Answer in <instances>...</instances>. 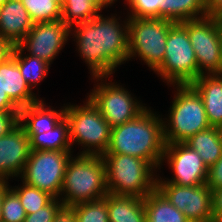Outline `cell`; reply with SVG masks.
I'll list each match as a JSON object with an SVG mask.
<instances>
[{
    "mask_svg": "<svg viewBox=\"0 0 222 222\" xmlns=\"http://www.w3.org/2000/svg\"><path fill=\"white\" fill-rule=\"evenodd\" d=\"M219 30H220V38L222 44V16L219 17Z\"/></svg>",
    "mask_w": 222,
    "mask_h": 222,
    "instance_id": "obj_42",
    "label": "cell"
},
{
    "mask_svg": "<svg viewBox=\"0 0 222 222\" xmlns=\"http://www.w3.org/2000/svg\"><path fill=\"white\" fill-rule=\"evenodd\" d=\"M146 108L133 120L112 127L105 154H124L148 161L155 169L165 149L163 119Z\"/></svg>",
    "mask_w": 222,
    "mask_h": 222,
    "instance_id": "obj_2",
    "label": "cell"
},
{
    "mask_svg": "<svg viewBox=\"0 0 222 222\" xmlns=\"http://www.w3.org/2000/svg\"><path fill=\"white\" fill-rule=\"evenodd\" d=\"M128 18H159V0H130Z\"/></svg>",
    "mask_w": 222,
    "mask_h": 222,
    "instance_id": "obj_31",
    "label": "cell"
},
{
    "mask_svg": "<svg viewBox=\"0 0 222 222\" xmlns=\"http://www.w3.org/2000/svg\"><path fill=\"white\" fill-rule=\"evenodd\" d=\"M103 78L109 77L94 76L93 79H97V82L101 80V83L93 88L87 98L98 108L111 127L133 120L147 108L133 98L124 86H119L117 82L112 83V80L106 83V80L105 82L102 80Z\"/></svg>",
    "mask_w": 222,
    "mask_h": 222,
    "instance_id": "obj_11",
    "label": "cell"
},
{
    "mask_svg": "<svg viewBox=\"0 0 222 222\" xmlns=\"http://www.w3.org/2000/svg\"><path fill=\"white\" fill-rule=\"evenodd\" d=\"M206 184L212 191L222 188V156L208 169V179Z\"/></svg>",
    "mask_w": 222,
    "mask_h": 222,
    "instance_id": "obj_34",
    "label": "cell"
},
{
    "mask_svg": "<svg viewBox=\"0 0 222 222\" xmlns=\"http://www.w3.org/2000/svg\"><path fill=\"white\" fill-rule=\"evenodd\" d=\"M0 111L20 112V108L9 98L7 93L3 91L1 82H0Z\"/></svg>",
    "mask_w": 222,
    "mask_h": 222,
    "instance_id": "obj_37",
    "label": "cell"
},
{
    "mask_svg": "<svg viewBox=\"0 0 222 222\" xmlns=\"http://www.w3.org/2000/svg\"><path fill=\"white\" fill-rule=\"evenodd\" d=\"M9 0H0V6L4 5Z\"/></svg>",
    "mask_w": 222,
    "mask_h": 222,
    "instance_id": "obj_43",
    "label": "cell"
},
{
    "mask_svg": "<svg viewBox=\"0 0 222 222\" xmlns=\"http://www.w3.org/2000/svg\"><path fill=\"white\" fill-rule=\"evenodd\" d=\"M22 184L20 187H11V189L18 195L26 215L37 212L54 199L53 196L45 191L27 185L24 182Z\"/></svg>",
    "mask_w": 222,
    "mask_h": 222,
    "instance_id": "obj_28",
    "label": "cell"
},
{
    "mask_svg": "<svg viewBox=\"0 0 222 222\" xmlns=\"http://www.w3.org/2000/svg\"><path fill=\"white\" fill-rule=\"evenodd\" d=\"M221 138H222V125L219 127Z\"/></svg>",
    "mask_w": 222,
    "mask_h": 222,
    "instance_id": "obj_45",
    "label": "cell"
},
{
    "mask_svg": "<svg viewBox=\"0 0 222 222\" xmlns=\"http://www.w3.org/2000/svg\"><path fill=\"white\" fill-rule=\"evenodd\" d=\"M174 24L163 18H129L128 59L137 55L155 71L164 60L168 32Z\"/></svg>",
    "mask_w": 222,
    "mask_h": 222,
    "instance_id": "obj_7",
    "label": "cell"
},
{
    "mask_svg": "<svg viewBox=\"0 0 222 222\" xmlns=\"http://www.w3.org/2000/svg\"><path fill=\"white\" fill-rule=\"evenodd\" d=\"M97 4L101 7V8H105L107 6H110L111 4H114V2L116 0H96ZM126 1V0H125Z\"/></svg>",
    "mask_w": 222,
    "mask_h": 222,
    "instance_id": "obj_41",
    "label": "cell"
},
{
    "mask_svg": "<svg viewBox=\"0 0 222 222\" xmlns=\"http://www.w3.org/2000/svg\"><path fill=\"white\" fill-rule=\"evenodd\" d=\"M102 158L109 193L144 198L156 188L155 168L148 161L124 154H104Z\"/></svg>",
    "mask_w": 222,
    "mask_h": 222,
    "instance_id": "obj_4",
    "label": "cell"
},
{
    "mask_svg": "<svg viewBox=\"0 0 222 222\" xmlns=\"http://www.w3.org/2000/svg\"><path fill=\"white\" fill-rule=\"evenodd\" d=\"M102 8L96 0H65L61 6V20L69 27L92 20Z\"/></svg>",
    "mask_w": 222,
    "mask_h": 222,
    "instance_id": "obj_25",
    "label": "cell"
},
{
    "mask_svg": "<svg viewBox=\"0 0 222 222\" xmlns=\"http://www.w3.org/2000/svg\"><path fill=\"white\" fill-rule=\"evenodd\" d=\"M29 142L30 150L71 151L68 121L64 118L52 130L34 134Z\"/></svg>",
    "mask_w": 222,
    "mask_h": 222,
    "instance_id": "obj_24",
    "label": "cell"
},
{
    "mask_svg": "<svg viewBox=\"0 0 222 222\" xmlns=\"http://www.w3.org/2000/svg\"><path fill=\"white\" fill-rule=\"evenodd\" d=\"M176 88L169 118L163 121L165 143L185 142L210 127L199 93L191 85H177Z\"/></svg>",
    "mask_w": 222,
    "mask_h": 222,
    "instance_id": "obj_5",
    "label": "cell"
},
{
    "mask_svg": "<svg viewBox=\"0 0 222 222\" xmlns=\"http://www.w3.org/2000/svg\"><path fill=\"white\" fill-rule=\"evenodd\" d=\"M213 222H222V188L212 191Z\"/></svg>",
    "mask_w": 222,
    "mask_h": 222,
    "instance_id": "obj_35",
    "label": "cell"
},
{
    "mask_svg": "<svg viewBox=\"0 0 222 222\" xmlns=\"http://www.w3.org/2000/svg\"><path fill=\"white\" fill-rule=\"evenodd\" d=\"M207 16H222V0H206Z\"/></svg>",
    "mask_w": 222,
    "mask_h": 222,
    "instance_id": "obj_39",
    "label": "cell"
},
{
    "mask_svg": "<svg viewBox=\"0 0 222 222\" xmlns=\"http://www.w3.org/2000/svg\"><path fill=\"white\" fill-rule=\"evenodd\" d=\"M0 82L3 91L19 107H26L39 101L35 93L27 84L15 61V47L12 56L0 63Z\"/></svg>",
    "mask_w": 222,
    "mask_h": 222,
    "instance_id": "obj_18",
    "label": "cell"
},
{
    "mask_svg": "<svg viewBox=\"0 0 222 222\" xmlns=\"http://www.w3.org/2000/svg\"><path fill=\"white\" fill-rule=\"evenodd\" d=\"M8 183L9 182L7 180H0V222H2V219H1L2 201H3L6 191L10 188Z\"/></svg>",
    "mask_w": 222,
    "mask_h": 222,
    "instance_id": "obj_40",
    "label": "cell"
},
{
    "mask_svg": "<svg viewBox=\"0 0 222 222\" xmlns=\"http://www.w3.org/2000/svg\"><path fill=\"white\" fill-rule=\"evenodd\" d=\"M21 0H9L0 6V35L17 46L33 27Z\"/></svg>",
    "mask_w": 222,
    "mask_h": 222,
    "instance_id": "obj_17",
    "label": "cell"
},
{
    "mask_svg": "<svg viewBox=\"0 0 222 222\" xmlns=\"http://www.w3.org/2000/svg\"><path fill=\"white\" fill-rule=\"evenodd\" d=\"M26 217L18 195L9 188L3 198L1 208L2 222H23Z\"/></svg>",
    "mask_w": 222,
    "mask_h": 222,
    "instance_id": "obj_30",
    "label": "cell"
},
{
    "mask_svg": "<svg viewBox=\"0 0 222 222\" xmlns=\"http://www.w3.org/2000/svg\"><path fill=\"white\" fill-rule=\"evenodd\" d=\"M29 153V137L20 124L0 137V180L21 176Z\"/></svg>",
    "mask_w": 222,
    "mask_h": 222,
    "instance_id": "obj_15",
    "label": "cell"
},
{
    "mask_svg": "<svg viewBox=\"0 0 222 222\" xmlns=\"http://www.w3.org/2000/svg\"><path fill=\"white\" fill-rule=\"evenodd\" d=\"M144 205L146 222H190L157 188L144 197Z\"/></svg>",
    "mask_w": 222,
    "mask_h": 222,
    "instance_id": "obj_23",
    "label": "cell"
},
{
    "mask_svg": "<svg viewBox=\"0 0 222 222\" xmlns=\"http://www.w3.org/2000/svg\"><path fill=\"white\" fill-rule=\"evenodd\" d=\"M65 119L69 124L71 146L76 142L84 147L80 155L102 156L105 154L109 146L112 127L89 98L83 106L71 104L65 106Z\"/></svg>",
    "mask_w": 222,
    "mask_h": 222,
    "instance_id": "obj_6",
    "label": "cell"
},
{
    "mask_svg": "<svg viewBox=\"0 0 222 222\" xmlns=\"http://www.w3.org/2000/svg\"><path fill=\"white\" fill-rule=\"evenodd\" d=\"M156 188L190 222H213L212 190L207 184L179 186L157 177Z\"/></svg>",
    "mask_w": 222,
    "mask_h": 222,
    "instance_id": "obj_12",
    "label": "cell"
},
{
    "mask_svg": "<svg viewBox=\"0 0 222 222\" xmlns=\"http://www.w3.org/2000/svg\"><path fill=\"white\" fill-rule=\"evenodd\" d=\"M167 84L191 85L198 78V64L187 30L175 23L168 32L165 56L154 71Z\"/></svg>",
    "mask_w": 222,
    "mask_h": 222,
    "instance_id": "obj_8",
    "label": "cell"
},
{
    "mask_svg": "<svg viewBox=\"0 0 222 222\" xmlns=\"http://www.w3.org/2000/svg\"><path fill=\"white\" fill-rule=\"evenodd\" d=\"M19 124V112L0 111V137L8 134Z\"/></svg>",
    "mask_w": 222,
    "mask_h": 222,
    "instance_id": "obj_33",
    "label": "cell"
},
{
    "mask_svg": "<svg viewBox=\"0 0 222 222\" xmlns=\"http://www.w3.org/2000/svg\"><path fill=\"white\" fill-rule=\"evenodd\" d=\"M191 86L201 96L211 127L222 125V74L200 75Z\"/></svg>",
    "mask_w": 222,
    "mask_h": 222,
    "instance_id": "obj_19",
    "label": "cell"
},
{
    "mask_svg": "<svg viewBox=\"0 0 222 222\" xmlns=\"http://www.w3.org/2000/svg\"><path fill=\"white\" fill-rule=\"evenodd\" d=\"M33 23L61 20V5L55 0H21Z\"/></svg>",
    "mask_w": 222,
    "mask_h": 222,
    "instance_id": "obj_27",
    "label": "cell"
},
{
    "mask_svg": "<svg viewBox=\"0 0 222 222\" xmlns=\"http://www.w3.org/2000/svg\"><path fill=\"white\" fill-rule=\"evenodd\" d=\"M70 28L62 21L34 23L18 46L51 65L68 40Z\"/></svg>",
    "mask_w": 222,
    "mask_h": 222,
    "instance_id": "obj_14",
    "label": "cell"
},
{
    "mask_svg": "<svg viewBox=\"0 0 222 222\" xmlns=\"http://www.w3.org/2000/svg\"><path fill=\"white\" fill-rule=\"evenodd\" d=\"M24 50H22L18 45L15 46V61L19 67L20 73L27 82V84L32 87L39 84L42 79L46 77L49 71V64L44 60L37 57H33L29 54L23 56Z\"/></svg>",
    "mask_w": 222,
    "mask_h": 222,
    "instance_id": "obj_26",
    "label": "cell"
},
{
    "mask_svg": "<svg viewBox=\"0 0 222 222\" xmlns=\"http://www.w3.org/2000/svg\"><path fill=\"white\" fill-rule=\"evenodd\" d=\"M167 159L174 172L168 183L179 186H200L207 183L208 168L201 156L184 142L166 143L162 162Z\"/></svg>",
    "mask_w": 222,
    "mask_h": 222,
    "instance_id": "obj_13",
    "label": "cell"
},
{
    "mask_svg": "<svg viewBox=\"0 0 222 222\" xmlns=\"http://www.w3.org/2000/svg\"><path fill=\"white\" fill-rule=\"evenodd\" d=\"M65 118V105L55 110L47 108L43 100L20 108L19 124L25 129L29 139L34 134H42L52 130Z\"/></svg>",
    "mask_w": 222,
    "mask_h": 222,
    "instance_id": "obj_16",
    "label": "cell"
},
{
    "mask_svg": "<svg viewBox=\"0 0 222 222\" xmlns=\"http://www.w3.org/2000/svg\"><path fill=\"white\" fill-rule=\"evenodd\" d=\"M52 222H76V214L71 206L63 205Z\"/></svg>",
    "mask_w": 222,
    "mask_h": 222,
    "instance_id": "obj_36",
    "label": "cell"
},
{
    "mask_svg": "<svg viewBox=\"0 0 222 222\" xmlns=\"http://www.w3.org/2000/svg\"><path fill=\"white\" fill-rule=\"evenodd\" d=\"M14 47L9 40L0 35V63L12 56Z\"/></svg>",
    "mask_w": 222,
    "mask_h": 222,
    "instance_id": "obj_38",
    "label": "cell"
},
{
    "mask_svg": "<svg viewBox=\"0 0 222 222\" xmlns=\"http://www.w3.org/2000/svg\"><path fill=\"white\" fill-rule=\"evenodd\" d=\"M205 16L206 0H159V18L181 23Z\"/></svg>",
    "mask_w": 222,
    "mask_h": 222,
    "instance_id": "obj_22",
    "label": "cell"
},
{
    "mask_svg": "<svg viewBox=\"0 0 222 222\" xmlns=\"http://www.w3.org/2000/svg\"><path fill=\"white\" fill-rule=\"evenodd\" d=\"M195 150L209 169L222 156V138L218 127H209L189 137L185 142Z\"/></svg>",
    "mask_w": 222,
    "mask_h": 222,
    "instance_id": "obj_21",
    "label": "cell"
},
{
    "mask_svg": "<svg viewBox=\"0 0 222 222\" xmlns=\"http://www.w3.org/2000/svg\"><path fill=\"white\" fill-rule=\"evenodd\" d=\"M55 1L58 2L62 6L65 0H55Z\"/></svg>",
    "mask_w": 222,
    "mask_h": 222,
    "instance_id": "obj_44",
    "label": "cell"
},
{
    "mask_svg": "<svg viewBox=\"0 0 222 222\" xmlns=\"http://www.w3.org/2000/svg\"><path fill=\"white\" fill-rule=\"evenodd\" d=\"M109 222H146L144 198L107 194Z\"/></svg>",
    "mask_w": 222,
    "mask_h": 222,
    "instance_id": "obj_20",
    "label": "cell"
},
{
    "mask_svg": "<svg viewBox=\"0 0 222 222\" xmlns=\"http://www.w3.org/2000/svg\"><path fill=\"white\" fill-rule=\"evenodd\" d=\"M188 32L198 64V77L222 74L219 17L205 16L180 23Z\"/></svg>",
    "mask_w": 222,
    "mask_h": 222,
    "instance_id": "obj_10",
    "label": "cell"
},
{
    "mask_svg": "<svg viewBox=\"0 0 222 222\" xmlns=\"http://www.w3.org/2000/svg\"><path fill=\"white\" fill-rule=\"evenodd\" d=\"M59 198H54L48 205L37 212L26 215L23 222H52L58 210L63 206Z\"/></svg>",
    "mask_w": 222,
    "mask_h": 222,
    "instance_id": "obj_32",
    "label": "cell"
},
{
    "mask_svg": "<svg viewBox=\"0 0 222 222\" xmlns=\"http://www.w3.org/2000/svg\"><path fill=\"white\" fill-rule=\"evenodd\" d=\"M76 214V222H109L107 195L96 201L71 206Z\"/></svg>",
    "mask_w": 222,
    "mask_h": 222,
    "instance_id": "obj_29",
    "label": "cell"
},
{
    "mask_svg": "<svg viewBox=\"0 0 222 222\" xmlns=\"http://www.w3.org/2000/svg\"><path fill=\"white\" fill-rule=\"evenodd\" d=\"M128 19L122 24L115 16L104 18L99 14L73 26L75 30L70 28V35L76 38L79 55L88 64L92 78L110 76L118 65L128 61Z\"/></svg>",
    "mask_w": 222,
    "mask_h": 222,
    "instance_id": "obj_1",
    "label": "cell"
},
{
    "mask_svg": "<svg viewBox=\"0 0 222 222\" xmlns=\"http://www.w3.org/2000/svg\"><path fill=\"white\" fill-rule=\"evenodd\" d=\"M72 151L30 150L22 182L61 198L65 169Z\"/></svg>",
    "mask_w": 222,
    "mask_h": 222,
    "instance_id": "obj_9",
    "label": "cell"
},
{
    "mask_svg": "<svg viewBox=\"0 0 222 222\" xmlns=\"http://www.w3.org/2000/svg\"><path fill=\"white\" fill-rule=\"evenodd\" d=\"M105 163L102 156L80 155L69 159L59 198L63 205L103 199L108 194Z\"/></svg>",
    "mask_w": 222,
    "mask_h": 222,
    "instance_id": "obj_3",
    "label": "cell"
}]
</instances>
